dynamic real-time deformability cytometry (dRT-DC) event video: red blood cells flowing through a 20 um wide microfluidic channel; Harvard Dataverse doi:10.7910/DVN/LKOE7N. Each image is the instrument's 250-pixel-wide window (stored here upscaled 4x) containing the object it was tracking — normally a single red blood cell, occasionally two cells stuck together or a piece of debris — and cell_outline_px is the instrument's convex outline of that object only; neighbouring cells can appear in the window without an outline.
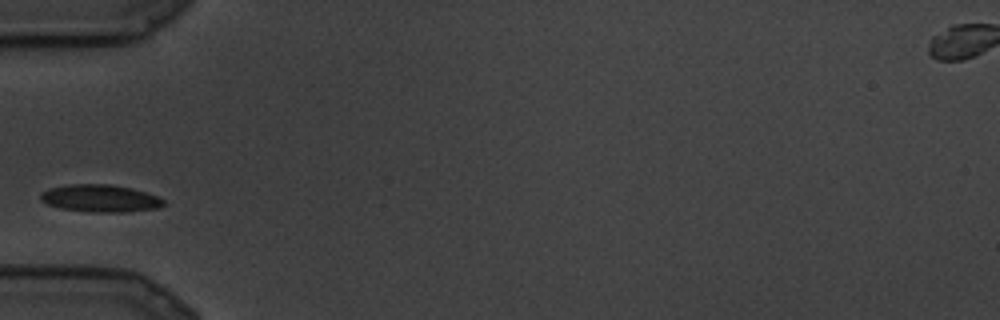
{"species": "common noctule bat (a hibernating species)", "species_latin": "Nyctalus noctula", "temperature_condition": "cold", "stored_images_in_passage": 3, "camera_frame_rate_fps": 3000, "um_per_image_px": 0.085, "animal": {"sex": "male", "body_mass_g": 19.5, "forearm_length_mm": 54.6}, "frame": {"image": 1, "passage_image": 2, "time_ms": 0.333, "image_size_px": [1000, 320], "cell_outline_px": [[164, 204], [156, 208], [128, 212], [92, 212], [60, 208], [48, 204], [40, 200], [40, 192], [48, 188], [68, 184], [112, 184], [132, 188], [156, 196], [164, 200]], "centroid_in_image_um": [8.47, 16.85], "position_along_channel_um": 76.5, "area_um2": 19.65}}